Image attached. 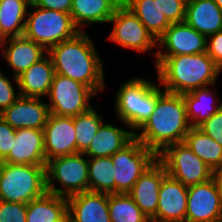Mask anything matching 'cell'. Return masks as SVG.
I'll use <instances>...</instances> for the list:
<instances>
[{
    "instance_id": "obj_1",
    "label": "cell",
    "mask_w": 222,
    "mask_h": 222,
    "mask_svg": "<svg viewBox=\"0 0 222 222\" xmlns=\"http://www.w3.org/2000/svg\"><path fill=\"white\" fill-rule=\"evenodd\" d=\"M55 74H59L88 86L95 94L104 90L105 76L102 60L85 31L62 41L47 50Z\"/></svg>"
},
{
    "instance_id": "obj_2",
    "label": "cell",
    "mask_w": 222,
    "mask_h": 222,
    "mask_svg": "<svg viewBox=\"0 0 222 222\" xmlns=\"http://www.w3.org/2000/svg\"><path fill=\"white\" fill-rule=\"evenodd\" d=\"M160 89V98L147 121L134 133L145 147L159 154L167 145L184 142L191 128L183 95Z\"/></svg>"
},
{
    "instance_id": "obj_3",
    "label": "cell",
    "mask_w": 222,
    "mask_h": 222,
    "mask_svg": "<svg viewBox=\"0 0 222 222\" xmlns=\"http://www.w3.org/2000/svg\"><path fill=\"white\" fill-rule=\"evenodd\" d=\"M158 85L167 92L185 94L213 86L221 68L206 53L156 57Z\"/></svg>"
},
{
    "instance_id": "obj_4",
    "label": "cell",
    "mask_w": 222,
    "mask_h": 222,
    "mask_svg": "<svg viewBox=\"0 0 222 222\" xmlns=\"http://www.w3.org/2000/svg\"><path fill=\"white\" fill-rule=\"evenodd\" d=\"M115 97L118 120L135 133L153 113L160 87L151 80L132 78L120 86Z\"/></svg>"
},
{
    "instance_id": "obj_5",
    "label": "cell",
    "mask_w": 222,
    "mask_h": 222,
    "mask_svg": "<svg viewBox=\"0 0 222 222\" xmlns=\"http://www.w3.org/2000/svg\"><path fill=\"white\" fill-rule=\"evenodd\" d=\"M46 191V166L2 164L0 200L28 204Z\"/></svg>"
},
{
    "instance_id": "obj_6",
    "label": "cell",
    "mask_w": 222,
    "mask_h": 222,
    "mask_svg": "<svg viewBox=\"0 0 222 222\" xmlns=\"http://www.w3.org/2000/svg\"><path fill=\"white\" fill-rule=\"evenodd\" d=\"M29 7L34 9L32 13L27 12L24 36L42 45L46 50L80 32L69 13L44 9L32 3Z\"/></svg>"
},
{
    "instance_id": "obj_7",
    "label": "cell",
    "mask_w": 222,
    "mask_h": 222,
    "mask_svg": "<svg viewBox=\"0 0 222 222\" xmlns=\"http://www.w3.org/2000/svg\"><path fill=\"white\" fill-rule=\"evenodd\" d=\"M56 180L63 187L57 188L54 184ZM46 190L64 197L89 191L88 160L84 153L49 160L46 164Z\"/></svg>"
},
{
    "instance_id": "obj_8",
    "label": "cell",
    "mask_w": 222,
    "mask_h": 222,
    "mask_svg": "<svg viewBox=\"0 0 222 222\" xmlns=\"http://www.w3.org/2000/svg\"><path fill=\"white\" fill-rule=\"evenodd\" d=\"M157 159L164 165L169 176L187 187L212 178L213 171L184 142L167 145L157 154Z\"/></svg>"
},
{
    "instance_id": "obj_9",
    "label": "cell",
    "mask_w": 222,
    "mask_h": 222,
    "mask_svg": "<svg viewBox=\"0 0 222 222\" xmlns=\"http://www.w3.org/2000/svg\"><path fill=\"white\" fill-rule=\"evenodd\" d=\"M111 159L114 164L115 193L126 194L157 159V154L134 137Z\"/></svg>"
},
{
    "instance_id": "obj_10",
    "label": "cell",
    "mask_w": 222,
    "mask_h": 222,
    "mask_svg": "<svg viewBox=\"0 0 222 222\" xmlns=\"http://www.w3.org/2000/svg\"><path fill=\"white\" fill-rule=\"evenodd\" d=\"M95 93L86 85L71 78L55 74L48 98L50 114L74 117L88 111Z\"/></svg>"
},
{
    "instance_id": "obj_11",
    "label": "cell",
    "mask_w": 222,
    "mask_h": 222,
    "mask_svg": "<svg viewBox=\"0 0 222 222\" xmlns=\"http://www.w3.org/2000/svg\"><path fill=\"white\" fill-rule=\"evenodd\" d=\"M108 23H113V30L108 36L109 40L122 48L146 52L157 45L154 36L123 3L116 8Z\"/></svg>"
},
{
    "instance_id": "obj_12",
    "label": "cell",
    "mask_w": 222,
    "mask_h": 222,
    "mask_svg": "<svg viewBox=\"0 0 222 222\" xmlns=\"http://www.w3.org/2000/svg\"><path fill=\"white\" fill-rule=\"evenodd\" d=\"M163 47L158 50L154 57H170L184 54H201L207 50V36L186 24L171 23L167 30L157 39L156 47Z\"/></svg>"
},
{
    "instance_id": "obj_13",
    "label": "cell",
    "mask_w": 222,
    "mask_h": 222,
    "mask_svg": "<svg viewBox=\"0 0 222 222\" xmlns=\"http://www.w3.org/2000/svg\"><path fill=\"white\" fill-rule=\"evenodd\" d=\"M185 222H222V201L212 178L188 187Z\"/></svg>"
},
{
    "instance_id": "obj_14",
    "label": "cell",
    "mask_w": 222,
    "mask_h": 222,
    "mask_svg": "<svg viewBox=\"0 0 222 222\" xmlns=\"http://www.w3.org/2000/svg\"><path fill=\"white\" fill-rule=\"evenodd\" d=\"M46 161L76 153V131L73 117L50 114L44 126Z\"/></svg>"
},
{
    "instance_id": "obj_15",
    "label": "cell",
    "mask_w": 222,
    "mask_h": 222,
    "mask_svg": "<svg viewBox=\"0 0 222 222\" xmlns=\"http://www.w3.org/2000/svg\"><path fill=\"white\" fill-rule=\"evenodd\" d=\"M188 187L168 174L163 178L156 214L151 222H185Z\"/></svg>"
},
{
    "instance_id": "obj_16",
    "label": "cell",
    "mask_w": 222,
    "mask_h": 222,
    "mask_svg": "<svg viewBox=\"0 0 222 222\" xmlns=\"http://www.w3.org/2000/svg\"><path fill=\"white\" fill-rule=\"evenodd\" d=\"M40 98L20 96L0 116L12 128H26L43 130L47 124L50 110Z\"/></svg>"
},
{
    "instance_id": "obj_17",
    "label": "cell",
    "mask_w": 222,
    "mask_h": 222,
    "mask_svg": "<svg viewBox=\"0 0 222 222\" xmlns=\"http://www.w3.org/2000/svg\"><path fill=\"white\" fill-rule=\"evenodd\" d=\"M3 163L46 166L44 131L39 129H16L12 149Z\"/></svg>"
},
{
    "instance_id": "obj_18",
    "label": "cell",
    "mask_w": 222,
    "mask_h": 222,
    "mask_svg": "<svg viewBox=\"0 0 222 222\" xmlns=\"http://www.w3.org/2000/svg\"><path fill=\"white\" fill-rule=\"evenodd\" d=\"M166 175L164 165L156 159L128 192L135 204L150 219L157 212L159 189Z\"/></svg>"
},
{
    "instance_id": "obj_19",
    "label": "cell",
    "mask_w": 222,
    "mask_h": 222,
    "mask_svg": "<svg viewBox=\"0 0 222 222\" xmlns=\"http://www.w3.org/2000/svg\"><path fill=\"white\" fill-rule=\"evenodd\" d=\"M69 222H111L108 194L86 191L67 197Z\"/></svg>"
},
{
    "instance_id": "obj_20",
    "label": "cell",
    "mask_w": 222,
    "mask_h": 222,
    "mask_svg": "<svg viewBox=\"0 0 222 222\" xmlns=\"http://www.w3.org/2000/svg\"><path fill=\"white\" fill-rule=\"evenodd\" d=\"M5 45L7 49L6 47L2 48L4 52L3 57L7 60L8 65L12 67L13 79L18 87L17 77L42 59L44 55H47V50L24 35L7 38Z\"/></svg>"
},
{
    "instance_id": "obj_21",
    "label": "cell",
    "mask_w": 222,
    "mask_h": 222,
    "mask_svg": "<svg viewBox=\"0 0 222 222\" xmlns=\"http://www.w3.org/2000/svg\"><path fill=\"white\" fill-rule=\"evenodd\" d=\"M55 76L50 56H44L17 77L20 96L41 98L48 95Z\"/></svg>"
},
{
    "instance_id": "obj_22",
    "label": "cell",
    "mask_w": 222,
    "mask_h": 222,
    "mask_svg": "<svg viewBox=\"0 0 222 222\" xmlns=\"http://www.w3.org/2000/svg\"><path fill=\"white\" fill-rule=\"evenodd\" d=\"M184 22L209 36L222 30V10L214 0H195L186 4Z\"/></svg>"
},
{
    "instance_id": "obj_23",
    "label": "cell",
    "mask_w": 222,
    "mask_h": 222,
    "mask_svg": "<svg viewBox=\"0 0 222 222\" xmlns=\"http://www.w3.org/2000/svg\"><path fill=\"white\" fill-rule=\"evenodd\" d=\"M122 0H72L71 19L79 31L83 26L108 23Z\"/></svg>"
},
{
    "instance_id": "obj_24",
    "label": "cell",
    "mask_w": 222,
    "mask_h": 222,
    "mask_svg": "<svg viewBox=\"0 0 222 222\" xmlns=\"http://www.w3.org/2000/svg\"><path fill=\"white\" fill-rule=\"evenodd\" d=\"M134 138L133 131L117 128L111 123H103L94 136L89 148L84 152L88 158L111 157Z\"/></svg>"
},
{
    "instance_id": "obj_25",
    "label": "cell",
    "mask_w": 222,
    "mask_h": 222,
    "mask_svg": "<svg viewBox=\"0 0 222 222\" xmlns=\"http://www.w3.org/2000/svg\"><path fill=\"white\" fill-rule=\"evenodd\" d=\"M67 197L45 192L27 204L26 222H66Z\"/></svg>"
},
{
    "instance_id": "obj_26",
    "label": "cell",
    "mask_w": 222,
    "mask_h": 222,
    "mask_svg": "<svg viewBox=\"0 0 222 222\" xmlns=\"http://www.w3.org/2000/svg\"><path fill=\"white\" fill-rule=\"evenodd\" d=\"M211 86L182 94L186 105L187 118L191 127H199L222 107L219 98L214 97ZM214 99H217L216 101Z\"/></svg>"
},
{
    "instance_id": "obj_27",
    "label": "cell",
    "mask_w": 222,
    "mask_h": 222,
    "mask_svg": "<svg viewBox=\"0 0 222 222\" xmlns=\"http://www.w3.org/2000/svg\"><path fill=\"white\" fill-rule=\"evenodd\" d=\"M157 40L171 25L159 7V0H122Z\"/></svg>"
},
{
    "instance_id": "obj_28",
    "label": "cell",
    "mask_w": 222,
    "mask_h": 222,
    "mask_svg": "<svg viewBox=\"0 0 222 222\" xmlns=\"http://www.w3.org/2000/svg\"><path fill=\"white\" fill-rule=\"evenodd\" d=\"M31 0H0V29L6 38L24 35Z\"/></svg>"
},
{
    "instance_id": "obj_29",
    "label": "cell",
    "mask_w": 222,
    "mask_h": 222,
    "mask_svg": "<svg viewBox=\"0 0 222 222\" xmlns=\"http://www.w3.org/2000/svg\"><path fill=\"white\" fill-rule=\"evenodd\" d=\"M184 143L213 171L222 166V146L198 127H191Z\"/></svg>"
},
{
    "instance_id": "obj_30",
    "label": "cell",
    "mask_w": 222,
    "mask_h": 222,
    "mask_svg": "<svg viewBox=\"0 0 222 222\" xmlns=\"http://www.w3.org/2000/svg\"><path fill=\"white\" fill-rule=\"evenodd\" d=\"M89 191L114 194V164L111 157H96L88 160Z\"/></svg>"
},
{
    "instance_id": "obj_31",
    "label": "cell",
    "mask_w": 222,
    "mask_h": 222,
    "mask_svg": "<svg viewBox=\"0 0 222 222\" xmlns=\"http://www.w3.org/2000/svg\"><path fill=\"white\" fill-rule=\"evenodd\" d=\"M108 207L111 222H151L128 193L108 194Z\"/></svg>"
},
{
    "instance_id": "obj_32",
    "label": "cell",
    "mask_w": 222,
    "mask_h": 222,
    "mask_svg": "<svg viewBox=\"0 0 222 222\" xmlns=\"http://www.w3.org/2000/svg\"><path fill=\"white\" fill-rule=\"evenodd\" d=\"M93 106L86 112L73 117L76 131V153H84L90 146L97 131L104 123L103 116Z\"/></svg>"
},
{
    "instance_id": "obj_33",
    "label": "cell",
    "mask_w": 222,
    "mask_h": 222,
    "mask_svg": "<svg viewBox=\"0 0 222 222\" xmlns=\"http://www.w3.org/2000/svg\"><path fill=\"white\" fill-rule=\"evenodd\" d=\"M27 204L0 200V222H26Z\"/></svg>"
},
{
    "instance_id": "obj_34",
    "label": "cell",
    "mask_w": 222,
    "mask_h": 222,
    "mask_svg": "<svg viewBox=\"0 0 222 222\" xmlns=\"http://www.w3.org/2000/svg\"><path fill=\"white\" fill-rule=\"evenodd\" d=\"M186 4L184 0H159V7L170 23L184 22Z\"/></svg>"
},
{
    "instance_id": "obj_35",
    "label": "cell",
    "mask_w": 222,
    "mask_h": 222,
    "mask_svg": "<svg viewBox=\"0 0 222 222\" xmlns=\"http://www.w3.org/2000/svg\"><path fill=\"white\" fill-rule=\"evenodd\" d=\"M198 128L222 146V107Z\"/></svg>"
},
{
    "instance_id": "obj_36",
    "label": "cell",
    "mask_w": 222,
    "mask_h": 222,
    "mask_svg": "<svg viewBox=\"0 0 222 222\" xmlns=\"http://www.w3.org/2000/svg\"><path fill=\"white\" fill-rule=\"evenodd\" d=\"M15 92L11 80L0 70V113L20 97V94Z\"/></svg>"
},
{
    "instance_id": "obj_37",
    "label": "cell",
    "mask_w": 222,
    "mask_h": 222,
    "mask_svg": "<svg viewBox=\"0 0 222 222\" xmlns=\"http://www.w3.org/2000/svg\"><path fill=\"white\" fill-rule=\"evenodd\" d=\"M13 139H16V129L12 128L0 116V158L2 160L9 155Z\"/></svg>"
},
{
    "instance_id": "obj_38",
    "label": "cell",
    "mask_w": 222,
    "mask_h": 222,
    "mask_svg": "<svg viewBox=\"0 0 222 222\" xmlns=\"http://www.w3.org/2000/svg\"><path fill=\"white\" fill-rule=\"evenodd\" d=\"M206 53L222 69V30L207 36Z\"/></svg>"
},
{
    "instance_id": "obj_39",
    "label": "cell",
    "mask_w": 222,
    "mask_h": 222,
    "mask_svg": "<svg viewBox=\"0 0 222 222\" xmlns=\"http://www.w3.org/2000/svg\"><path fill=\"white\" fill-rule=\"evenodd\" d=\"M31 3L37 7L61 11L69 14L72 7V0H31Z\"/></svg>"
},
{
    "instance_id": "obj_40",
    "label": "cell",
    "mask_w": 222,
    "mask_h": 222,
    "mask_svg": "<svg viewBox=\"0 0 222 222\" xmlns=\"http://www.w3.org/2000/svg\"><path fill=\"white\" fill-rule=\"evenodd\" d=\"M212 179L214 180V182L217 186L218 193H219V196L221 197V201H222V166L213 170Z\"/></svg>"
},
{
    "instance_id": "obj_41",
    "label": "cell",
    "mask_w": 222,
    "mask_h": 222,
    "mask_svg": "<svg viewBox=\"0 0 222 222\" xmlns=\"http://www.w3.org/2000/svg\"><path fill=\"white\" fill-rule=\"evenodd\" d=\"M6 36L2 33L1 29H0V48H4L5 44H6Z\"/></svg>"
},
{
    "instance_id": "obj_42",
    "label": "cell",
    "mask_w": 222,
    "mask_h": 222,
    "mask_svg": "<svg viewBox=\"0 0 222 222\" xmlns=\"http://www.w3.org/2000/svg\"><path fill=\"white\" fill-rule=\"evenodd\" d=\"M217 5L219 6V8L222 10V0H214Z\"/></svg>"
},
{
    "instance_id": "obj_43",
    "label": "cell",
    "mask_w": 222,
    "mask_h": 222,
    "mask_svg": "<svg viewBox=\"0 0 222 222\" xmlns=\"http://www.w3.org/2000/svg\"><path fill=\"white\" fill-rule=\"evenodd\" d=\"M2 164H3V160L0 158V170H1Z\"/></svg>"
},
{
    "instance_id": "obj_44",
    "label": "cell",
    "mask_w": 222,
    "mask_h": 222,
    "mask_svg": "<svg viewBox=\"0 0 222 222\" xmlns=\"http://www.w3.org/2000/svg\"><path fill=\"white\" fill-rule=\"evenodd\" d=\"M186 3H189V2H192V1H195V0H184Z\"/></svg>"
}]
</instances>
